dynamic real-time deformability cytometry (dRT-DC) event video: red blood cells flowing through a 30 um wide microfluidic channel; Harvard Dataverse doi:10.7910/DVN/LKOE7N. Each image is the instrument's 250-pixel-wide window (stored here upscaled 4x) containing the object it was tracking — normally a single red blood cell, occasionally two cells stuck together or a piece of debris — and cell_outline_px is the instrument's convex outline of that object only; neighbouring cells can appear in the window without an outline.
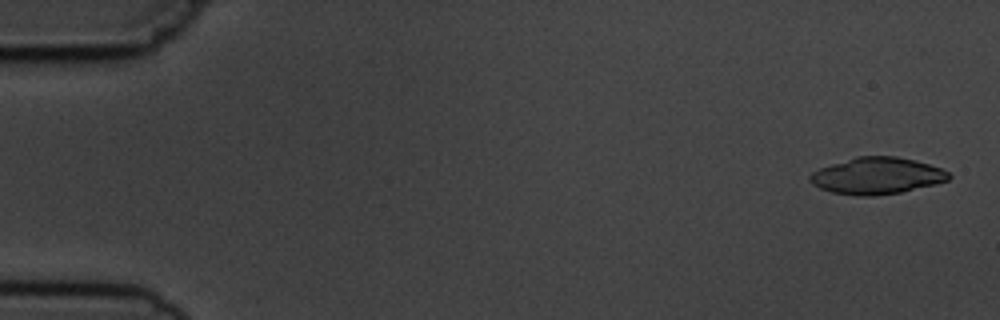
{"species": "common noctule bat (a hibernating species)", "species_latin": "Nyctalus noctula", "temperature_condition": "cold", "stored_images_in_passage": 5, "camera_frame_rate_fps": 3000, "um_per_image_px": 0.085, "animal": {"sex": "male", "body_mass_g": 19.5, "forearm_length_mm": 54.6}, "frame": {"image": 1, "passage_image": 1, "time_ms": 0.0, "image_size_px": [1000, 320], "cell_outline_px": [[952, 176], [948, 180], [936, 184], [900, 192], [872, 196], [856, 196], [832, 192], [820, 188], [812, 184], [808, 180], [808, 176], [812, 172], [820, 168], [856, 156], [896, 156], [916, 160], [940, 168], [948, 172]], "centroid_in_image_um": [74.52, 14.94], "position_along_channel_um": 10.5, "area_um2": 29.65}}